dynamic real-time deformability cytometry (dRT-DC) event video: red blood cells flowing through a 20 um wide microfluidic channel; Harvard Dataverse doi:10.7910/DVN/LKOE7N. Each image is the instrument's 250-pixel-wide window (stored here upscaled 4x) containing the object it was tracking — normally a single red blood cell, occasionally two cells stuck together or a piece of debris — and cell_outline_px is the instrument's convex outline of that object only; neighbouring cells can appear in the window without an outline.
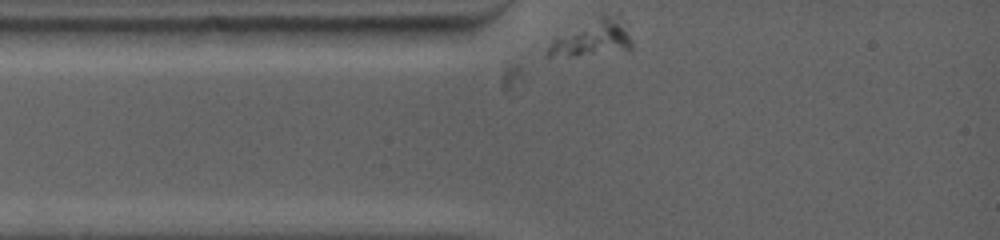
{"species": "common noctule bat (a hibernating species)", "species_latin": "Nyctalus noctula", "temperature_condition": "warm", "stored_images_in_passage": 39, "camera_frame_rate_fps": 5000, "um_per_image_px": 0.085, "animal": {"sex": "female", "body_mass_g": 19.0, "forearm_length_mm": 53.3}, "frame": {"image": 1, "passage_image": 1, "time_ms": 0.0, "image_size_px": [1000, 240], "cell_outline_px": [[632, 48], [628, 52], [548, 56], [544, 56], [552, 40], [600, 16], [620, 12], [632, 44]], "centroid_in_image_um": [50.47, 3.24], "position_along_channel_um": 34.5, "area_um2": 17.34}}
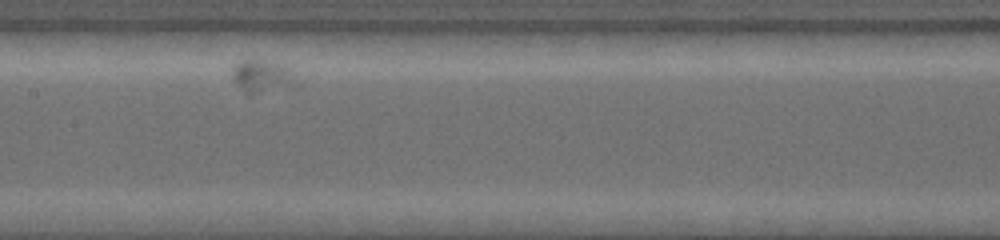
{"frame": {"image": 2, "passage_image": 22, "time_ms": 4.8, "image_size_px": [1000, 240], "cell_outline_px": [[300, 84], [252, 92], [248, 92], [236, 84], [232, 76], [232, 68], [240, 60], [264, 60], [284, 64], [292, 68]], "centroid_in_image_um": [22.34, 6.4], "position_along_channel_um": 185.1, "area_um2": 11.85}}
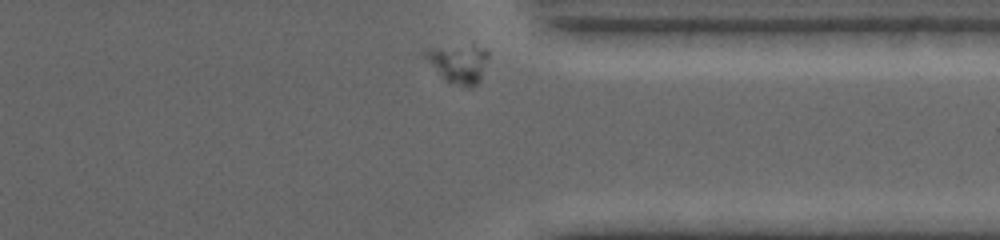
{"frame": {"image": 3, "passage_image": 39, "time_ms": 10.4, "image_size_px": [1000, 240], "cell_outline_px": [[488, 56], [480, 80], [476, 84], [460, 84], [444, 80], [420, 52], [428, 48], [484, 48], [488, 52]], "centroid_in_image_um": [38.92, 5.4], "position_along_channel_um": 372.5, "area_um2": 13.18}}